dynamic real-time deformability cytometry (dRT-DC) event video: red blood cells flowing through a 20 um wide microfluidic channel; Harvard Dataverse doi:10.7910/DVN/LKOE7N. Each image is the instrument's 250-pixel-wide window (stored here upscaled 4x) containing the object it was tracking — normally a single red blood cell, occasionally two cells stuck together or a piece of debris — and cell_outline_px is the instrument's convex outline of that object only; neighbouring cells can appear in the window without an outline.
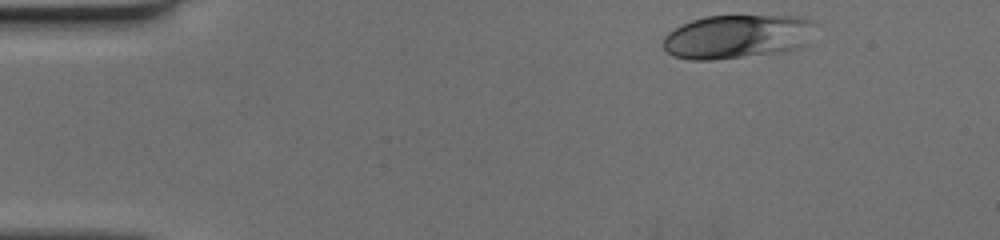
{"species": "human", "species_latin": "Homo sapiens", "temperature_condition": "cold", "stored_images_in_passage": 44, "camera_frame_rate_fps": 3000, "um_per_image_px": 0.085, "donor": {"sex": "female"}, "frame": {"image": 1, "passage_image": 1, "time_ms": 0.0, "image_size_px": [1000, 240], "cell_outline_px": [[820, 24], [812, 44], [788, 52], [712, 60], [692, 60], [672, 56], [660, 44], [664, 36], [668, 32], [692, 20], [704, 16], [800, 16], [812, 20]], "centroid_in_image_um": [62.82, 3.12], "position_along_channel_um": 22.2, "area_um2": 40.29}}
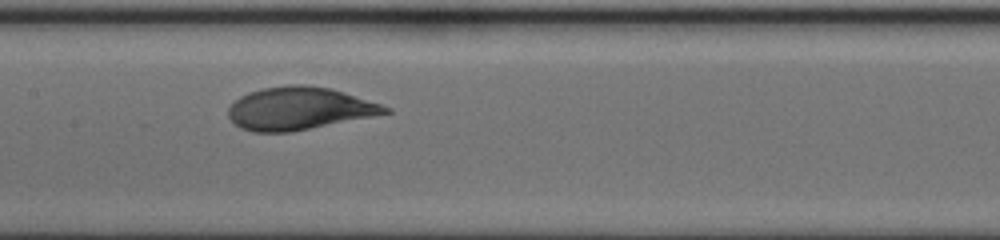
{"frame": {"image": 2, "passage_image": 19, "time_ms": 6.0, "image_size_px": [1000, 240], "cell_outline_px": [[392, 112], [292, 132], [252, 132], [240, 128], [228, 116], [228, 108], [240, 96], [248, 92], [264, 88], [288, 84], [304, 84], [332, 88], [392, 108]], "centroid_in_image_um": [25.42, 9.22], "position_along_channel_um": 182.0, "area_um2": 38.96}}
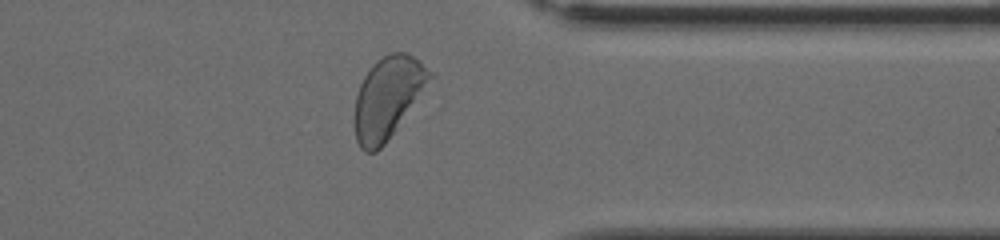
{"frame": {"image": 3, "passage_image": 34, "time_ms": 11.0, "image_size_px": [1000, 240], "cell_outline_px": [[436, 76], [384, 144], [376, 152], [364, 152], [360, 148], [356, 140], [356, 96], [360, 84], [364, 76], [372, 64], [376, 60], [392, 52], [404, 52], [420, 60]], "centroid_in_image_um": [33.0, 8.26], "position_along_channel_um": 378.4, "area_um2": 35.49}}